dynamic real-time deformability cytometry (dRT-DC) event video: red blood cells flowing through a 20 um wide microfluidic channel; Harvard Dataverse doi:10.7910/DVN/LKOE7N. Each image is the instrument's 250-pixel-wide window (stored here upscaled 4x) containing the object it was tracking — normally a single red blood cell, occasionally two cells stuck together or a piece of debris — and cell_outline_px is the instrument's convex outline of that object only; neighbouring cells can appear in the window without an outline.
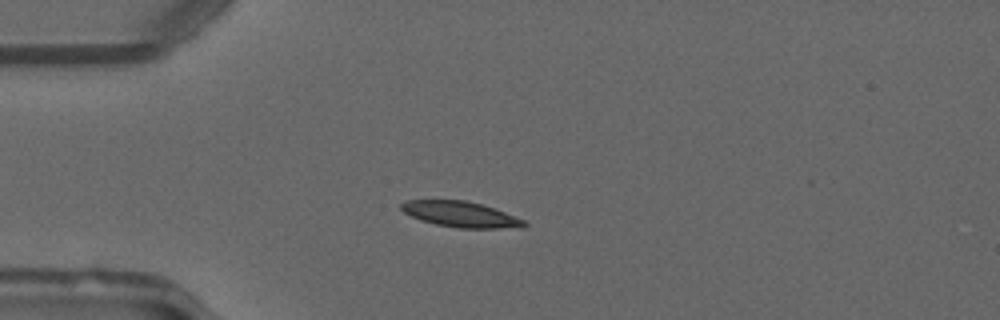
{"species": "common noctule bat (a hibernating species)", "species_latin": "Nyctalus noctula", "temperature_condition": "warm", "stored_images_in_passage": 50, "camera_frame_rate_fps": 3000, "um_per_image_px": 0.085, "animal": {"sex": "male", "forearm_length_mm": 52.5}, "frame": {"image": 1, "passage_image": 13, "time_ms": 4.0, "image_size_px": [1000, 320], "cell_outline_px": [[528, 224], [524, 228], [460, 228], [436, 224], [420, 220], [404, 212], [400, 208], [400, 204], [408, 200], [464, 200], [480, 204], [504, 212], [524, 220]], "centroid_in_image_um": [39.16, 18.22], "position_along_channel_um": 45.8, "area_um2": 18.21}}
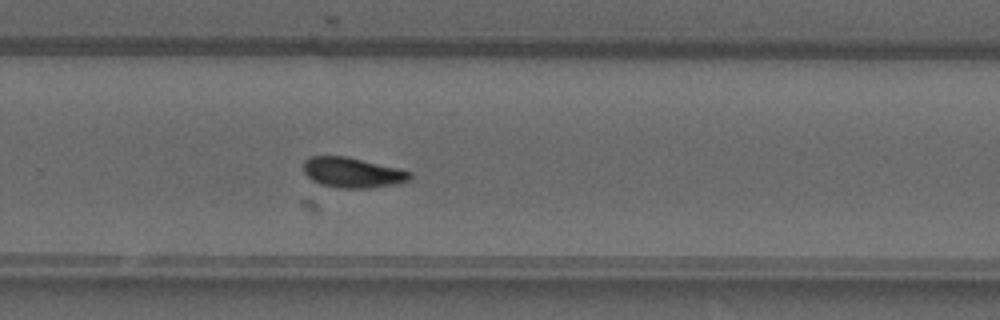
{"frame": {"image": 2, "passage_image": 33, "time_ms": 10.667, "image_size_px": [1000, 320], "cell_outline_px": [[412, 176], [408, 180], [400, 184], [368, 188], [340, 188], [320, 184], [312, 180], [304, 172], [304, 160], [312, 156], [344, 156], [400, 168], [412, 172]], "centroid_in_image_um": [29.99, 14.67], "position_along_channel_um": 299.8, "area_um2": 18.79}}
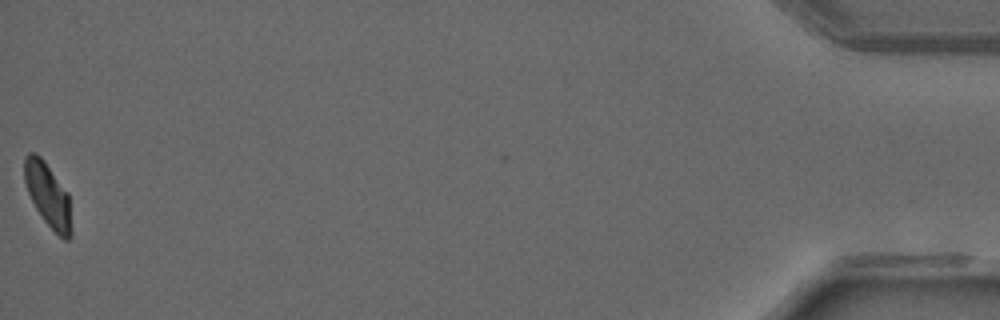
{"frame": {"image": 3, "passage_image": 50, "time_ms": 16.333, "image_size_px": [1000, 320], "cell_outline_px": [[72, 236], [68, 240], [64, 240], [44, 220], [36, 208], [28, 192], [24, 180], [24, 156], [28, 152], [36, 152], [44, 160], [68, 192], [72, 232]], "centroid_in_image_um": [4.08, 16.54], "position_along_channel_um": 431.1, "area_um2": 17.46}, "authors_computed_cell_mechanics": {"area_um2": 18.207, "velocity_mm_per_s": 4.0967, "shape_relaxation_time_tau1_ms": 6.2498, "shape_relaxation_time_tau2_ms": null, "deformation_change_tau1": 0.1703, "deformation_change_tau2": null}}